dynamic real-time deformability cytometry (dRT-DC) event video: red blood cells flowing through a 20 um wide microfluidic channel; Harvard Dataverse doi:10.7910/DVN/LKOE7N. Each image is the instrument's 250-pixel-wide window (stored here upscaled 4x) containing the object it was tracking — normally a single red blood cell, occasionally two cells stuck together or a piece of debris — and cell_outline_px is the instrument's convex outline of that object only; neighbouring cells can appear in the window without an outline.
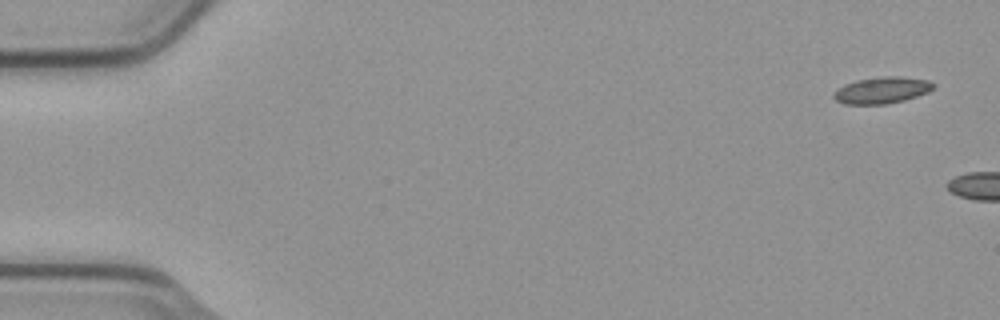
{"species": "common noctule bat (a hibernating species)", "species_latin": "Nyctalus noctula", "temperature_condition": "cold", "stored_images_in_passage": 11, "camera_frame_rate_fps": 3000, "um_per_image_px": 0.085, "animal": {"sex": "male", "body_mass_g": 23.1, "forearm_length_mm": 52.7}, "frame": {"image": 1, "passage_image": 1, "time_ms": 0.0, "image_size_px": [1000, 320], "cell_outline_px": [[936, 84], [928, 92], [904, 100], [884, 104], [844, 104], [836, 100], [832, 96], [844, 84], [856, 80], [884, 76], [900, 76], [928, 80]], "centroid_in_image_um": [74.97, 7.66], "position_along_channel_um": 10.0, "area_um2": 15.26}}
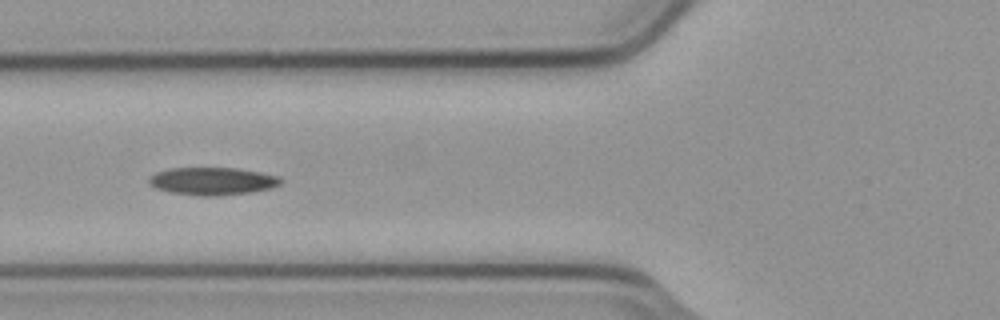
{"frame": {"image": 2, "passage_image": 8, "time_ms": 2.333, "image_size_px": [1000, 320], "cell_outline_px": [[280, 184], [272, 188], [252, 192], [220, 196], [200, 196], [168, 192], [156, 188], [148, 184], [148, 180], [156, 172], [172, 168], [236, 168], [260, 172], [276, 176], [280, 180]], "centroid_in_image_um": [18.03, 15.41], "position_along_channel_um": 107.8, "area_um2": 21.21}}
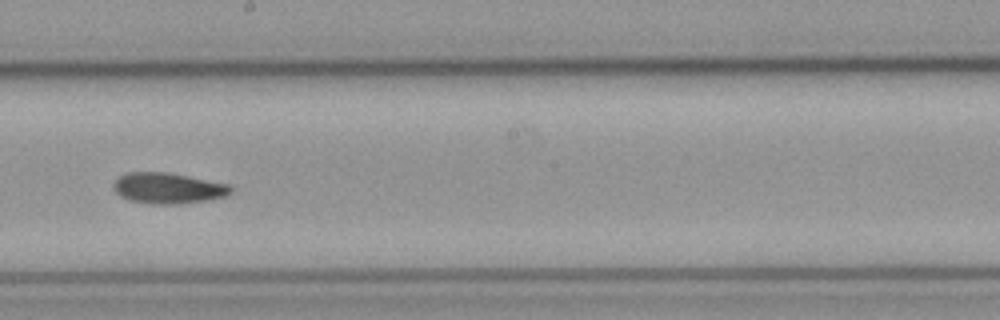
{"frame": {"image": 3, "passage_image": 11, "time_ms": 3.333, "image_size_px": [1000, 320], "cell_outline_px": [[232, 192], [228, 196], [212, 200], [180, 204], [152, 204], [128, 200], [120, 196], [116, 192], [112, 184], [120, 176], [128, 172], [168, 172], [228, 184], [232, 188]], "centroid_in_image_um": [14.31, 16.01], "position_along_channel_um": 233.9, "area_um2": 21.27}}